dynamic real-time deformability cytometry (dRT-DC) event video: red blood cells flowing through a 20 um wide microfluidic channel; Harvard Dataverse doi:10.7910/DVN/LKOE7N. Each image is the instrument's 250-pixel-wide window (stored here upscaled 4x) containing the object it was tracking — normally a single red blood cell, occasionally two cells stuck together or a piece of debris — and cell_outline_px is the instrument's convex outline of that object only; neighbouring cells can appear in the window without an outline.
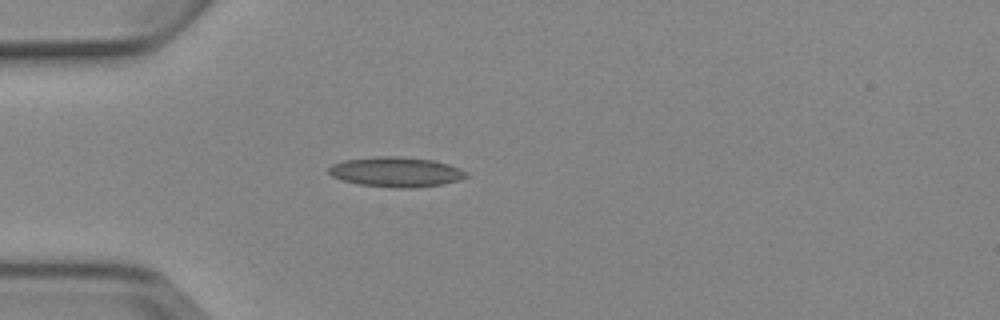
{"species": "Egyptian fruit bat (a non-hibernating species)", "species_latin": "Rousettus aegyptiacus", "temperature_condition": "cold", "stored_images_in_passage": 5, "camera_frame_rate_fps": 3000, "um_per_image_px": 0.085, "animal": {"sex": "female"}, "frame": {"image": 1, "passage_image": 4, "time_ms": 3.667, "image_size_px": [1000, 320], "cell_outline_px": [[468, 176], [460, 180], [440, 184], [412, 188], [400, 188], [360, 184], [344, 180], [332, 176], [328, 172], [328, 168], [332, 164], [344, 160], [376, 156], [400, 156], [432, 160], [448, 164], [460, 168], [468, 172]], "centroid_in_image_um": [33.68, 14.6], "position_along_channel_um": 51.3, "area_um2": 23.87}}